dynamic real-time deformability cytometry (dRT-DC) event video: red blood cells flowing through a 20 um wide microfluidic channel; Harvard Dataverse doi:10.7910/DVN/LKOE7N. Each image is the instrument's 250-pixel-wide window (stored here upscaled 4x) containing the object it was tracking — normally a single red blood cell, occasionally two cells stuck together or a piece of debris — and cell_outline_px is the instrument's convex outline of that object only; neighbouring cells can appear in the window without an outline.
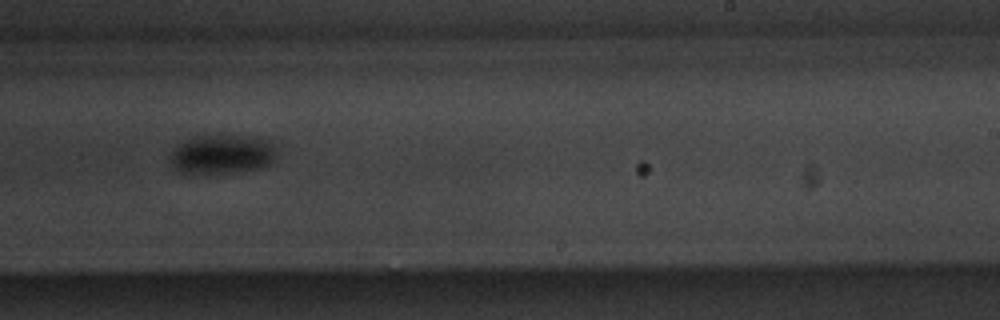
{"species": "common noctule bat (a hibernating species)", "species_latin": "Nyctalus noctula", "temperature_condition": "warm", "stored_images_in_passage": 12, "camera_frame_rate_fps": 3000, "um_per_image_px": 0.085, "animal": {"sex": "male", "body_mass_g": 20.1, "forearm_length_mm": 53.5}, "frame": {"image": 1, "passage_image": 7, "time_ms": 7.0, "image_size_px": [1000, 320], "cell_outline_px": [[272, 160], [268, 164], [260, 168], [224, 172], [180, 172], [168, 160], [172, 152], [180, 144], [192, 136], [204, 132], [220, 132], [256, 136], [272, 140]], "centroid_in_image_um": [18.84, 13.0], "position_along_channel_um": 270.2, "area_um2": 24.68}, "authors_computed_cell_mechanics": {"area_um2": 24.9696, "velocity_mm_per_s": 3.4452, "shape_relaxation_time_tau1_ms": 5.0398, "shape_relaxation_time_tau2_ms": null, "deformation_change_tau1": 0.1322, "deformation_change_tau2": null}}